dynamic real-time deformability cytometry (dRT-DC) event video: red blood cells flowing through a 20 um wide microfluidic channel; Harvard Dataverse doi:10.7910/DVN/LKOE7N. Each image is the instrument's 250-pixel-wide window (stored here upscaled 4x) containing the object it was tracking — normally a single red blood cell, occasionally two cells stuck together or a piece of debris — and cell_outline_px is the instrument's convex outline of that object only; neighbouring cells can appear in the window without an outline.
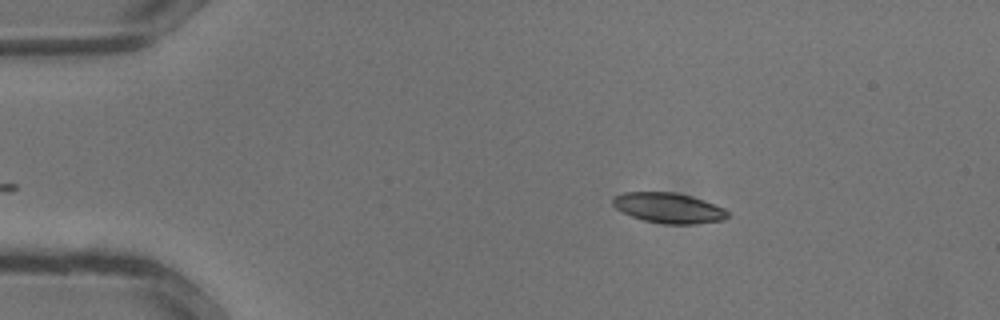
{"species": "common noctule bat (a hibernating species)", "species_latin": "Nyctalus noctula", "temperature_condition": "warm", "stored_images_in_passage": 25, "camera_frame_rate_fps": 3000, "um_per_image_px": 0.085, "animal": {"sex": "male", "body_mass_g": 13.3}, "frame": {"image": 1, "passage_image": 1, "time_ms": 0.0, "image_size_px": [1000, 320], "cell_outline_px": [[728, 216], [724, 220], [696, 224], [664, 224], [644, 220], [632, 216], [616, 208], [612, 204], [612, 196], [624, 192], [676, 192], [692, 196], [704, 200], [724, 208], [728, 212]], "centroid_in_image_um": [56.83, 17.67], "position_along_channel_um": 28.2, "area_um2": 20.35}}
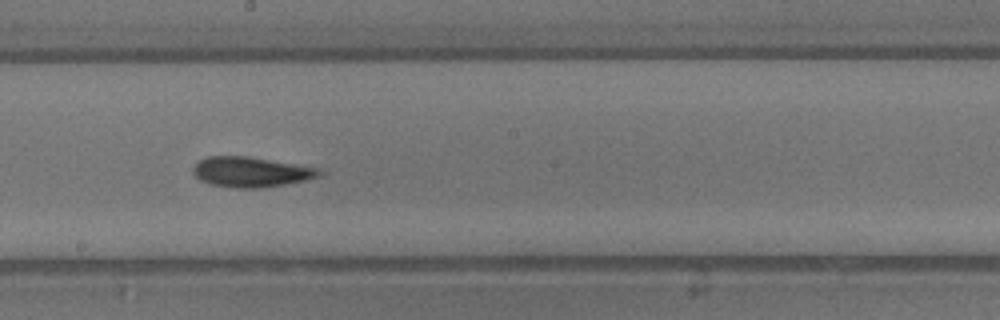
{"frame": {"image": 2, "passage_image": 14, "time_ms": 4.333, "image_size_px": [1000, 320], "cell_outline_px": [[328, 172], [324, 176], [284, 184], [256, 188], [236, 188], [208, 184], [200, 180], [192, 172], [192, 168], [200, 160], [208, 156], [248, 156], [320, 168]], "centroid_in_image_um": [21.38, 14.61], "position_along_channel_um": 226.8, "area_um2": 22.37}}
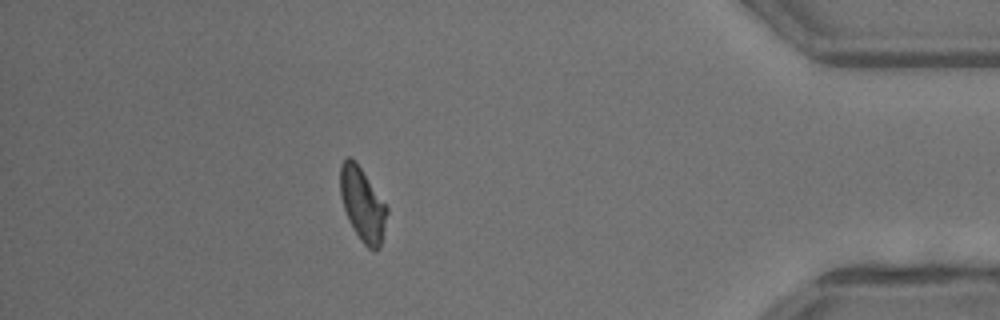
{"frame": {"image": 3, "passage_image": 25, "time_ms": 8.0, "image_size_px": [1000, 320], "cell_outline_px": [[388, 212], [380, 248], [368, 248], [360, 240], [352, 228], [344, 208], [340, 196], [340, 164], [348, 156], [356, 160], [388, 208]], "centroid_in_image_um": [30.8, 17.34], "position_along_channel_um": 404.4, "area_um2": 19.94}}